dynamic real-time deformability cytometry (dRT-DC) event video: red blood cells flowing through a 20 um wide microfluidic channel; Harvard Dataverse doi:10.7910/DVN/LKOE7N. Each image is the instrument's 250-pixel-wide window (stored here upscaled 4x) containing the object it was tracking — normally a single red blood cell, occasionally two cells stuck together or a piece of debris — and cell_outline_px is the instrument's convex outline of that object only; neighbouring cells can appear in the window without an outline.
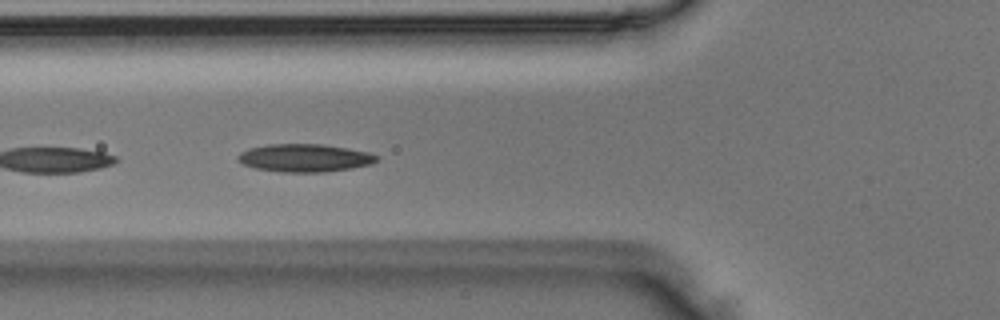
{"species": "Egyptian fruit bat (a non-hibernating species)", "species_latin": "Rousettus aegyptiacus", "temperature_condition": "room temperature", "stored_images_in_passage": 20, "camera_frame_rate_fps": 3000, "um_per_image_px": 0.085, "animal": {"sex": "male"}, "frame": {"image": 1, "passage_image": 17, "time_ms": 5.333, "image_size_px": [1000, 320], "cell_outline_px": [[380, 160], [372, 164], [352, 168], [324, 172], [280, 172], [256, 168], [244, 164], [236, 160], [236, 156], [240, 152], [248, 148], [268, 144], [324, 144], [348, 148], [368, 152], [380, 156]], "centroid_in_image_um": [25.92, 13.42], "position_along_channel_um": 99.9, "area_um2": 22.83}}